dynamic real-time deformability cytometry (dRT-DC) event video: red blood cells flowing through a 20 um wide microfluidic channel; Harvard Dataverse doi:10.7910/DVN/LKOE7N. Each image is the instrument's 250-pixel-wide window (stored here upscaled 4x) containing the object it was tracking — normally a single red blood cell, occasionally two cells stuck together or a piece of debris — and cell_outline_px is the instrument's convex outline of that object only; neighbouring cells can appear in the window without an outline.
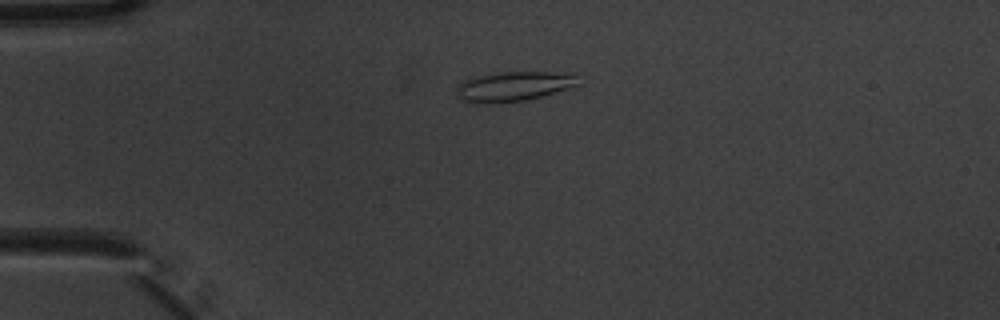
{"species": "common noctule bat (a hibernating species)", "species_latin": "Nyctalus noctula", "temperature_condition": "warm", "stored_images_in_passage": 5, "camera_frame_rate_fps": 3000, "um_per_image_px": 0.085, "animal": {"sex": "male", "body_mass_g": 20.1, "forearm_length_mm": 53.5}, "frame": {"image": 1, "passage_image": 5, "time_ms": 1.333, "image_size_px": [1000, 320], "cell_outline_px": [[580, 84], [572, 88], [524, 100], [488, 104], [480, 104], [464, 100], [456, 96], [456, 88], [464, 80], [476, 76], [496, 72], [576, 72]], "centroid_in_image_um": [43.71, 7.33], "position_along_channel_um": 41.3, "area_um2": 21.39}}